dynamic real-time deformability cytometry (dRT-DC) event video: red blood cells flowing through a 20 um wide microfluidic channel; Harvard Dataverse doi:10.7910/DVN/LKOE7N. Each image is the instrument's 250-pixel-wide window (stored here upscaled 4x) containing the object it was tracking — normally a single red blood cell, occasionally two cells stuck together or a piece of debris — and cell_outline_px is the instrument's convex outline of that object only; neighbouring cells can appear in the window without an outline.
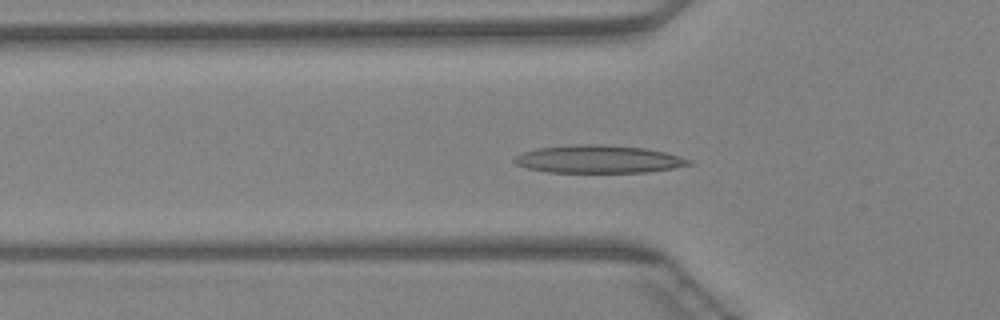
{"species": "Egyptian fruit bat (a non-hibernating species)", "species_latin": "Rousettus aegyptiacus", "temperature_condition": "warm", "stored_images_in_passage": 46, "camera_frame_rate_fps": 3000, "um_per_image_px": 0.085, "animal": {"sex": "female"}, "frame": {"image": 1, "passage_image": 15, "time_ms": 4.667, "image_size_px": [1000, 320], "cell_outline_px": [[692, 164], [672, 168], [648, 172], [548, 172], [528, 168], [516, 164], [512, 160], [516, 156], [524, 152], [536, 148], [572, 144], [604, 144], [648, 148], [680, 156], [692, 160]], "centroid_in_image_um": [50.88, 13.52], "position_along_channel_um": 74.9, "area_um2": 28.38}}
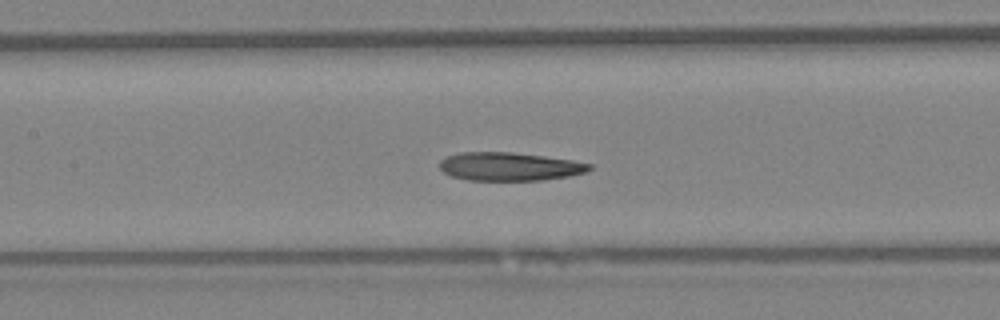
{"frame": {"image": 2, "passage_image": 21, "time_ms": 6.667, "image_size_px": [1000, 320], "cell_outline_px": [[592, 168], [588, 172], [568, 176], [544, 180], [468, 180], [452, 176], [444, 172], [440, 168], [440, 160], [448, 156], [460, 152], [512, 152], [544, 156], [572, 160], [592, 164]], "centroid_in_image_um": [43.33, 14.15], "position_along_channel_um": 164.1, "area_um2": 24.74}}
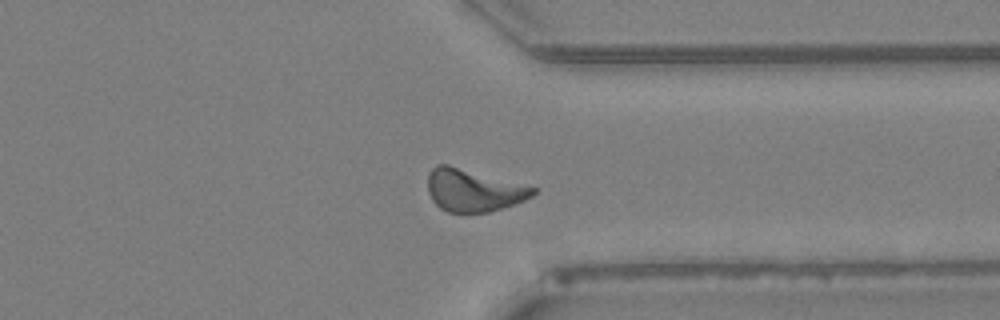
{"frame": {"image": 3, "passage_image": 35, "time_ms": 11.333, "image_size_px": [1000, 320], "cell_outline_px": [[540, 188], [532, 196], [524, 200], [504, 208], [488, 212], [448, 212], [440, 208], [432, 200], [428, 192], [428, 172], [436, 164], [448, 164]], "centroid_in_image_um": [40.25, 16.16], "position_along_channel_um": 371.1, "area_um2": 26.24}}